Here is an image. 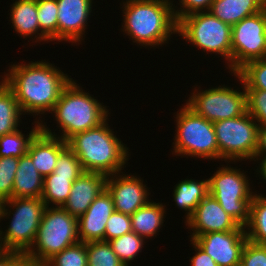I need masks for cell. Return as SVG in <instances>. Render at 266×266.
Segmentation results:
<instances>
[{
  "instance_id": "1",
  "label": "cell",
  "mask_w": 266,
  "mask_h": 266,
  "mask_svg": "<svg viewBox=\"0 0 266 266\" xmlns=\"http://www.w3.org/2000/svg\"><path fill=\"white\" fill-rule=\"evenodd\" d=\"M3 81L13 91L24 115L51 112L72 78L47 61L13 64ZM34 113V114H33Z\"/></svg>"
},
{
  "instance_id": "2",
  "label": "cell",
  "mask_w": 266,
  "mask_h": 266,
  "mask_svg": "<svg viewBox=\"0 0 266 266\" xmlns=\"http://www.w3.org/2000/svg\"><path fill=\"white\" fill-rule=\"evenodd\" d=\"M122 11V31L138 45L162 46L177 34L171 0H126Z\"/></svg>"
},
{
  "instance_id": "3",
  "label": "cell",
  "mask_w": 266,
  "mask_h": 266,
  "mask_svg": "<svg viewBox=\"0 0 266 266\" xmlns=\"http://www.w3.org/2000/svg\"><path fill=\"white\" fill-rule=\"evenodd\" d=\"M70 137L67 146L79 159L84 172L112 175L121 172L129 159L128 148L107 123Z\"/></svg>"
},
{
  "instance_id": "4",
  "label": "cell",
  "mask_w": 266,
  "mask_h": 266,
  "mask_svg": "<svg viewBox=\"0 0 266 266\" xmlns=\"http://www.w3.org/2000/svg\"><path fill=\"white\" fill-rule=\"evenodd\" d=\"M50 113H54L58 127L62 130L61 136L57 137L64 141L79 132L99 126L110 114L106 106L89 93L83 92L82 87L73 79L63 89Z\"/></svg>"
},
{
  "instance_id": "5",
  "label": "cell",
  "mask_w": 266,
  "mask_h": 266,
  "mask_svg": "<svg viewBox=\"0 0 266 266\" xmlns=\"http://www.w3.org/2000/svg\"><path fill=\"white\" fill-rule=\"evenodd\" d=\"M6 207H12L14 212L8 211ZM46 207L41 198L13 197L5 200L0 218H9L10 214L13 218L5 232L0 229V250L24 256L35 241Z\"/></svg>"
},
{
  "instance_id": "6",
  "label": "cell",
  "mask_w": 266,
  "mask_h": 266,
  "mask_svg": "<svg viewBox=\"0 0 266 266\" xmlns=\"http://www.w3.org/2000/svg\"><path fill=\"white\" fill-rule=\"evenodd\" d=\"M78 242L77 217L51 205L46 207L35 241L24 256L44 265L55 254Z\"/></svg>"
},
{
  "instance_id": "7",
  "label": "cell",
  "mask_w": 266,
  "mask_h": 266,
  "mask_svg": "<svg viewBox=\"0 0 266 266\" xmlns=\"http://www.w3.org/2000/svg\"><path fill=\"white\" fill-rule=\"evenodd\" d=\"M179 112V113H178ZM176 115L173 153L183 157L219 159V148L213 122L197 115L186 104Z\"/></svg>"
},
{
  "instance_id": "8",
  "label": "cell",
  "mask_w": 266,
  "mask_h": 266,
  "mask_svg": "<svg viewBox=\"0 0 266 266\" xmlns=\"http://www.w3.org/2000/svg\"><path fill=\"white\" fill-rule=\"evenodd\" d=\"M232 26L222 22L209 11L197 12L177 22V34L198 49L221 55L231 69Z\"/></svg>"
},
{
  "instance_id": "9",
  "label": "cell",
  "mask_w": 266,
  "mask_h": 266,
  "mask_svg": "<svg viewBox=\"0 0 266 266\" xmlns=\"http://www.w3.org/2000/svg\"><path fill=\"white\" fill-rule=\"evenodd\" d=\"M249 183L247 175L240 168L230 166L219 168L208 179L209 194L243 227L249 222L254 195Z\"/></svg>"
},
{
  "instance_id": "10",
  "label": "cell",
  "mask_w": 266,
  "mask_h": 266,
  "mask_svg": "<svg viewBox=\"0 0 266 266\" xmlns=\"http://www.w3.org/2000/svg\"><path fill=\"white\" fill-rule=\"evenodd\" d=\"M246 111L232 119L213 122L219 148V159L230 161L254 160L259 125Z\"/></svg>"
},
{
  "instance_id": "11",
  "label": "cell",
  "mask_w": 266,
  "mask_h": 266,
  "mask_svg": "<svg viewBox=\"0 0 266 266\" xmlns=\"http://www.w3.org/2000/svg\"><path fill=\"white\" fill-rule=\"evenodd\" d=\"M243 91L231 87L219 86L216 88L197 91L191 94L186 105L197 115L210 122L232 119L243 115L247 111L246 91L242 80L238 77Z\"/></svg>"
},
{
  "instance_id": "12",
  "label": "cell",
  "mask_w": 266,
  "mask_h": 266,
  "mask_svg": "<svg viewBox=\"0 0 266 266\" xmlns=\"http://www.w3.org/2000/svg\"><path fill=\"white\" fill-rule=\"evenodd\" d=\"M231 73L250 61L266 58V7L232 26Z\"/></svg>"
},
{
  "instance_id": "13",
  "label": "cell",
  "mask_w": 266,
  "mask_h": 266,
  "mask_svg": "<svg viewBox=\"0 0 266 266\" xmlns=\"http://www.w3.org/2000/svg\"><path fill=\"white\" fill-rule=\"evenodd\" d=\"M245 230L212 232L199 235L193 241L210 255L218 266H237L247 242Z\"/></svg>"
},
{
  "instance_id": "14",
  "label": "cell",
  "mask_w": 266,
  "mask_h": 266,
  "mask_svg": "<svg viewBox=\"0 0 266 266\" xmlns=\"http://www.w3.org/2000/svg\"><path fill=\"white\" fill-rule=\"evenodd\" d=\"M185 224L193 231L190 240L206 233L246 230L245 227L227 214L219 202L210 194L197 205L192 216Z\"/></svg>"
},
{
  "instance_id": "15",
  "label": "cell",
  "mask_w": 266,
  "mask_h": 266,
  "mask_svg": "<svg viewBox=\"0 0 266 266\" xmlns=\"http://www.w3.org/2000/svg\"><path fill=\"white\" fill-rule=\"evenodd\" d=\"M106 189L113 199L114 210L130 216L152 201L148 199L150 193L143 184V180L135 175L128 176L123 172L108 175Z\"/></svg>"
},
{
  "instance_id": "16",
  "label": "cell",
  "mask_w": 266,
  "mask_h": 266,
  "mask_svg": "<svg viewBox=\"0 0 266 266\" xmlns=\"http://www.w3.org/2000/svg\"><path fill=\"white\" fill-rule=\"evenodd\" d=\"M93 0H57V41L81 42L92 11Z\"/></svg>"
},
{
  "instance_id": "17",
  "label": "cell",
  "mask_w": 266,
  "mask_h": 266,
  "mask_svg": "<svg viewBox=\"0 0 266 266\" xmlns=\"http://www.w3.org/2000/svg\"><path fill=\"white\" fill-rule=\"evenodd\" d=\"M113 211V199L105 189L93 201L87 211L77 218L79 241L84 243L104 241L106 224Z\"/></svg>"
},
{
  "instance_id": "18",
  "label": "cell",
  "mask_w": 266,
  "mask_h": 266,
  "mask_svg": "<svg viewBox=\"0 0 266 266\" xmlns=\"http://www.w3.org/2000/svg\"><path fill=\"white\" fill-rule=\"evenodd\" d=\"M41 121V130L30 142L27 154L38 172L46 177L54 172L59 153L67 146V142L57 137Z\"/></svg>"
},
{
  "instance_id": "19",
  "label": "cell",
  "mask_w": 266,
  "mask_h": 266,
  "mask_svg": "<svg viewBox=\"0 0 266 266\" xmlns=\"http://www.w3.org/2000/svg\"><path fill=\"white\" fill-rule=\"evenodd\" d=\"M107 175L98 172H83L72 184L70 195L62 206L69 214L83 215L93 201L106 189Z\"/></svg>"
},
{
  "instance_id": "20",
  "label": "cell",
  "mask_w": 266,
  "mask_h": 266,
  "mask_svg": "<svg viewBox=\"0 0 266 266\" xmlns=\"http://www.w3.org/2000/svg\"><path fill=\"white\" fill-rule=\"evenodd\" d=\"M44 177L33 165L31 157L26 153L19 158L14 178L13 197L41 198Z\"/></svg>"
},
{
  "instance_id": "21",
  "label": "cell",
  "mask_w": 266,
  "mask_h": 266,
  "mask_svg": "<svg viewBox=\"0 0 266 266\" xmlns=\"http://www.w3.org/2000/svg\"><path fill=\"white\" fill-rule=\"evenodd\" d=\"M266 7V0H214L209 12L231 26L242 19L259 13Z\"/></svg>"
},
{
  "instance_id": "22",
  "label": "cell",
  "mask_w": 266,
  "mask_h": 266,
  "mask_svg": "<svg viewBox=\"0 0 266 266\" xmlns=\"http://www.w3.org/2000/svg\"><path fill=\"white\" fill-rule=\"evenodd\" d=\"M165 207L162 203L153 201L140 207L130 216L132 231L145 239L156 236L164 223Z\"/></svg>"
},
{
  "instance_id": "23",
  "label": "cell",
  "mask_w": 266,
  "mask_h": 266,
  "mask_svg": "<svg viewBox=\"0 0 266 266\" xmlns=\"http://www.w3.org/2000/svg\"><path fill=\"white\" fill-rule=\"evenodd\" d=\"M11 6L10 19L15 31L21 37L32 38L35 35L36 42L40 41L37 0H16Z\"/></svg>"
},
{
  "instance_id": "24",
  "label": "cell",
  "mask_w": 266,
  "mask_h": 266,
  "mask_svg": "<svg viewBox=\"0 0 266 266\" xmlns=\"http://www.w3.org/2000/svg\"><path fill=\"white\" fill-rule=\"evenodd\" d=\"M173 192L176 206L187 211L186 222L192 216L197 205L209 194L208 179L199 182L195 179L182 180L175 185Z\"/></svg>"
},
{
  "instance_id": "25",
  "label": "cell",
  "mask_w": 266,
  "mask_h": 266,
  "mask_svg": "<svg viewBox=\"0 0 266 266\" xmlns=\"http://www.w3.org/2000/svg\"><path fill=\"white\" fill-rule=\"evenodd\" d=\"M22 112L13 91L0 82V136L14 132L20 125Z\"/></svg>"
},
{
  "instance_id": "26",
  "label": "cell",
  "mask_w": 266,
  "mask_h": 266,
  "mask_svg": "<svg viewBox=\"0 0 266 266\" xmlns=\"http://www.w3.org/2000/svg\"><path fill=\"white\" fill-rule=\"evenodd\" d=\"M246 236L249 241L266 244V196L254 193L250 204V219Z\"/></svg>"
},
{
  "instance_id": "27",
  "label": "cell",
  "mask_w": 266,
  "mask_h": 266,
  "mask_svg": "<svg viewBox=\"0 0 266 266\" xmlns=\"http://www.w3.org/2000/svg\"><path fill=\"white\" fill-rule=\"evenodd\" d=\"M78 177L58 176L54 172L44 177L41 199L49 207L51 203L55 207H62L67 201L73 182Z\"/></svg>"
},
{
  "instance_id": "28",
  "label": "cell",
  "mask_w": 266,
  "mask_h": 266,
  "mask_svg": "<svg viewBox=\"0 0 266 266\" xmlns=\"http://www.w3.org/2000/svg\"><path fill=\"white\" fill-rule=\"evenodd\" d=\"M35 123L29 135L27 134L28 137L22 134L19 129L0 136V157L20 158L25 155L28 152L30 142L41 130V122L36 120Z\"/></svg>"
},
{
  "instance_id": "29",
  "label": "cell",
  "mask_w": 266,
  "mask_h": 266,
  "mask_svg": "<svg viewBox=\"0 0 266 266\" xmlns=\"http://www.w3.org/2000/svg\"><path fill=\"white\" fill-rule=\"evenodd\" d=\"M37 15L41 41H57V0H37Z\"/></svg>"
},
{
  "instance_id": "30",
  "label": "cell",
  "mask_w": 266,
  "mask_h": 266,
  "mask_svg": "<svg viewBox=\"0 0 266 266\" xmlns=\"http://www.w3.org/2000/svg\"><path fill=\"white\" fill-rule=\"evenodd\" d=\"M144 238L133 231L126 233L118 238L108 241L120 261L129 266V262L136 259V256L144 247Z\"/></svg>"
},
{
  "instance_id": "31",
  "label": "cell",
  "mask_w": 266,
  "mask_h": 266,
  "mask_svg": "<svg viewBox=\"0 0 266 266\" xmlns=\"http://www.w3.org/2000/svg\"><path fill=\"white\" fill-rule=\"evenodd\" d=\"M234 76L242 80L245 89L266 91V58L248 62Z\"/></svg>"
},
{
  "instance_id": "32",
  "label": "cell",
  "mask_w": 266,
  "mask_h": 266,
  "mask_svg": "<svg viewBox=\"0 0 266 266\" xmlns=\"http://www.w3.org/2000/svg\"><path fill=\"white\" fill-rule=\"evenodd\" d=\"M88 266H125L108 241L87 243Z\"/></svg>"
},
{
  "instance_id": "33",
  "label": "cell",
  "mask_w": 266,
  "mask_h": 266,
  "mask_svg": "<svg viewBox=\"0 0 266 266\" xmlns=\"http://www.w3.org/2000/svg\"><path fill=\"white\" fill-rule=\"evenodd\" d=\"M43 266H88L87 243H75L55 254Z\"/></svg>"
},
{
  "instance_id": "34",
  "label": "cell",
  "mask_w": 266,
  "mask_h": 266,
  "mask_svg": "<svg viewBox=\"0 0 266 266\" xmlns=\"http://www.w3.org/2000/svg\"><path fill=\"white\" fill-rule=\"evenodd\" d=\"M19 158L0 157V198L5 201L13 198L14 178Z\"/></svg>"
},
{
  "instance_id": "35",
  "label": "cell",
  "mask_w": 266,
  "mask_h": 266,
  "mask_svg": "<svg viewBox=\"0 0 266 266\" xmlns=\"http://www.w3.org/2000/svg\"><path fill=\"white\" fill-rule=\"evenodd\" d=\"M84 170L77 156L66 146L58 156L54 173L63 177H79Z\"/></svg>"
},
{
  "instance_id": "36",
  "label": "cell",
  "mask_w": 266,
  "mask_h": 266,
  "mask_svg": "<svg viewBox=\"0 0 266 266\" xmlns=\"http://www.w3.org/2000/svg\"><path fill=\"white\" fill-rule=\"evenodd\" d=\"M247 112L257 121L259 126L266 125V91L245 89Z\"/></svg>"
},
{
  "instance_id": "37",
  "label": "cell",
  "mask_w": 266,
  "mask_h": 266,
  "mask_svg": "<svg viewBox=\"0 0 266 266\" xmlns=\"http://www.w3.org/2000/svg\"><path fill=\"white\" fill-rule=\"evenodd\" d=\"M131 231L130 215L114 210L106 224L104 241H110Z\"/></svg>"
},
{
  "instance_id": "38",
  "label": "cell",
  "mask_w": 266,
  "mask_h": 266,
  "mask_svg": "<svg viewBox=\"0 0 266 266\" xmlns=\"http://www.w3.org/2000/svg\"><path fill=\"white\" fill-rule=\"evenodd\" d=\"M240 264L242 266H266V244H257L247 240Z\"/></svg>"
},
{
  "instance_id": "39",
  "label": "cell",
  "mask_w": 266,
  "mask_h": 266,
  "mask_svg": "<svg viewBox=\"0 0 266 266\" xmlns=\"http://www.w3.org/2000/svg\"><path fill=\"white\" fill-rule=\"evenodd\" d=\"M213 1L214 0H179L180 10H176V7L173 6L174 17L178 22L181 18L187 15L197 12L209 11L211 3Z\"/></svg>"
},
{
  "instance_id": "40",
  "label": "cell",
  "mask_w": 266,
  "mask_h": 266,
  "mask_svg": "<svg viewBox=\"0 0 266 266\" xmlns=\"http://www.w3.org/2000/svg\"><path fill=\"white\" fill-rule=\"evenodd\" d=\"M193 248L195 249L196 254L190 259L191 266H218L213 258L208 255L203 249H201L193 240Z\"/></svg>"
},
{
  "instance_id": "41",
  "label": "cell",
  "mask_w": 266,
  "mask_h": 266,
  "mask_svg": "<svg viewBox=\"0 0 266 266\" xmlns=\"http://www.w3.org/2000/svg\"><path fill=\"white\" fill-rule=\"evenodd\" d=\"M266 155V125L259 126L255 155Z\"/></svg>"
},
{
  "instance_id": "42",
  "label": "cell",
  "mask_w": 266,
  "mask_h": 266,
  "mask_svg": "<svg viewBox=\"0 0 266 266\" xmlns=\"http://www.w3.org/2000/svg\"><path fill=\"white\" fill-rule=\"evenodd\" d=\"M21 256L16 252L0 250V266H12Z\"/></svg>"
},
{
  "instance_id": "43",
  "label": "cell",
  "mask_w": 266,
  "mask_h": 266,
  "mask_svg": "<svg viewBox=\"0 0 266 266\" xmlns=\"http://www.w3.org/2000/svg\"><path fill=\"white\" fill-rule=\"evenodd\" d=\"M260 157H263V159L258 167L259 169L258 168L256 169L257 170L256 172H258V174L260 173L259 175L260 176L262 175V178L266 181V155H255L254 161H256V159L257 161L258 159L261 160Z\"/></svg>"
},
{
  "instance_id": "44",
  "label": "cell",
  "mask_w": 266,
  "mask_h": 266,
  "mask_svg": "<svg viewBox=\"0 0 266 266\" xmlns=\"http://www.w3.org/2000/svg\"><path fill=\"white\" fill-rule=\"evenodd\" d=\"M12 266H43L36 263L32 259H29L25 256H21Z\"/></svg>"
},
{
  "instance_id": "45",
  "label": "cell",
  "mask_w": 266,
  "mask_h": 266,
  "mask_svg": "<svg viewBox=\"0 0 266 266\" xmlns=\"http://www.w3.org/2000/svg\"><path fill=\"white\" fill-rule=\"evenodd\" d=\"M3 200L0 198V217H1V213H2V207H3ZM1 220V218H0Z\"/></svg>"
}]
</instances>
